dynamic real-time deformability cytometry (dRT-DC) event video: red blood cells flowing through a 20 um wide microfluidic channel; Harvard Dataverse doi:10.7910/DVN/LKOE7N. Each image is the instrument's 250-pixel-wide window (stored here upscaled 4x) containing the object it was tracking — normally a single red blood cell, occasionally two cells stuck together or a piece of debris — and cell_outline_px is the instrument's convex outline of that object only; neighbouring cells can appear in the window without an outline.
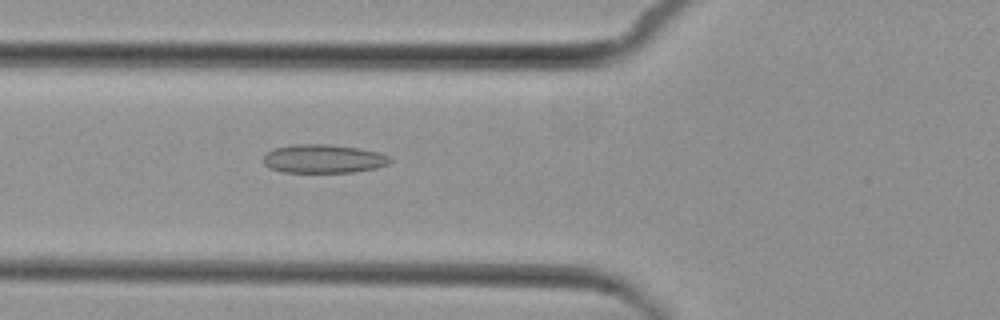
{"species": "common noctule bat (a hibernating species)", "species_latin": "Nyctalus noctula", "temperature_condition": "cold", "stored_images_in_passage": 5, "camera_frame_rate_fps": 3000, "um_per_image_px": 0.085, "animal": {"sex": "female", "body_mass_g": 29.2, "forearm_length_mm": 56.3}, "frame": {"image": 1, "passage_image": 5, "time_ms": 5.667, "image_size_px": [1000, 320], "cell_outline_px": [[392, 160], [388, 164], [376, 168], [352, 172], [284, 172], [268, 168], [264, 164], [264, 156], [268, 152], [276, 148], [296, 144], [328, 144], [360, 148], [376, 152], [388, 156]], "centroid_in_image_um": [27.49, 13.5], "position_along_channel_um": 98.3, "area_um2": 20.98}}